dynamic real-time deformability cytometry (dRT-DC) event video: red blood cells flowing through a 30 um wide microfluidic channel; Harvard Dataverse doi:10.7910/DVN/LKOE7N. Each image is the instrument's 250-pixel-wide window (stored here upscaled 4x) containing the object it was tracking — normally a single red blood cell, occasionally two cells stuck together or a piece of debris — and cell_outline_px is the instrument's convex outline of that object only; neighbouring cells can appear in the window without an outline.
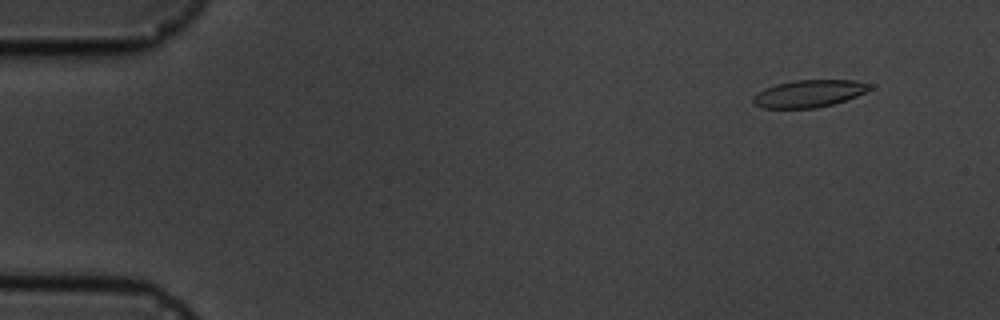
{"species": "common noctule bat (a hibernating species)", "species_latin": "Nyctalus noctula", "temperature_condition": "cold", "stored_images_in_passage": 5, "camera_frame_rate_fps": 3000, "um_per_image_px": 0.085, "animal": {"sex": "male", "body_mass_g": 19.5, "forearm_length_mm": 54.6}, "frame": {"image": 1, "passage_image": 2, "time_ms": 1.0, "image_size_px": [1000, 320], "cell_outline_px": [[872, 88], [868, 92], [832, 104], [816, 108], [764, 108], [752, 104], [752, 96], [764, 88], [776, 84], [792, 80], [856, 80], [872, 84]], "centroid_in_image_um": [68.75, 7.94], "position_along_channel_um": 16.2, "area_um2": 18.73}}